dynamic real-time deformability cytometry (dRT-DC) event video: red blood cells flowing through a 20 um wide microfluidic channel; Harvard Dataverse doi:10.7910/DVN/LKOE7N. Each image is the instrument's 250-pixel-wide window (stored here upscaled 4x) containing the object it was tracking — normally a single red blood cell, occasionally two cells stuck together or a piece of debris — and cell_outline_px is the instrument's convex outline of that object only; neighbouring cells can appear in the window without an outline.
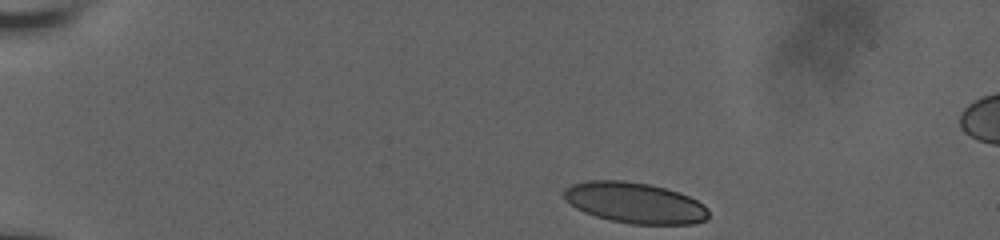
{"species": "human", "species_latin": "Homo sapiens", "temperature_condition": "room temperature", "stored_images_in_passage": 15, "camera_frame_rate_fps": 3000, "um_per_image_px": 0.085, "donor": {"sex": "male"}, "frame": {"image": 1, "passage_image": 1, "time_ms": 0.0, "image_size_px": [1000, 240], "cell_outline_px": [[708, 220], [692, 224], [632, 224], [608, 220], [584, 212], [576, 208], [564, 200], [564, 188], [572, 184], [588, 180], [624, 180], [648, 184], [664, 188], [688, 196], [704, 204], [708, 208]], "centroid_in_image_um": [53.94, 17.24], "position_along_channel_um": 31.1, "area_um2": 34.51}}
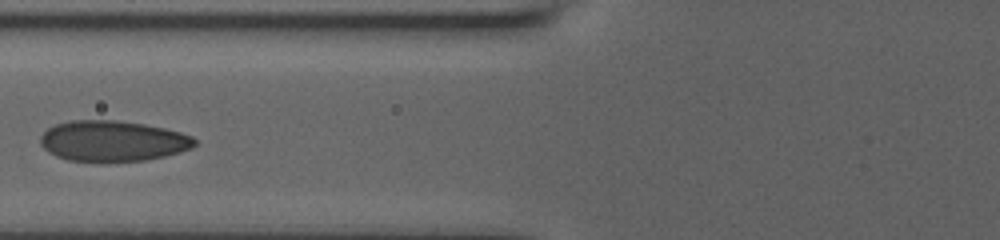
{"frame": {"image": 2, "passage_image": 11, "time_ms": 4.667, "image_size_px": [1000, 240], "cell_outline_px": [[196, 144], [192, 148], [180, 152], [164, 156], [144, 160], [96, 164], [68, 160], [56, 156], [48, 152], [40, 144], [40, 136], [48, 128], [56, 124], [72, 120], [116, 120], [144, 124], [164, 128], [180, 132], [192, 136], [196, 140]], "centroid_in_image_um": [9.56, 12.01], "position_along_channel_um": 116.2, "area_um2": 37.28}}
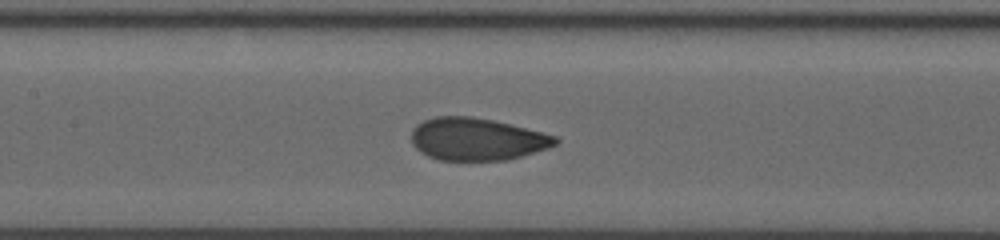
{"frame": {"image": 3, "passage_image": 14, "time_ms": 6.0, "image_size_px": [1000, 240], "cell_outline_px": [[560, 140], [556, 144], [548, 148], [508, 160], [440, 160], [428, 156], [416, 148], [412, 144], [412, 128], [416, 124], [424, 120], [436, 116], [472, 116], [492, 120], [556, 136]], "centroid_in_image_um": [40.51, 11.83], "position_along_channel_um": 166.9, "area_um2": 35.43}}